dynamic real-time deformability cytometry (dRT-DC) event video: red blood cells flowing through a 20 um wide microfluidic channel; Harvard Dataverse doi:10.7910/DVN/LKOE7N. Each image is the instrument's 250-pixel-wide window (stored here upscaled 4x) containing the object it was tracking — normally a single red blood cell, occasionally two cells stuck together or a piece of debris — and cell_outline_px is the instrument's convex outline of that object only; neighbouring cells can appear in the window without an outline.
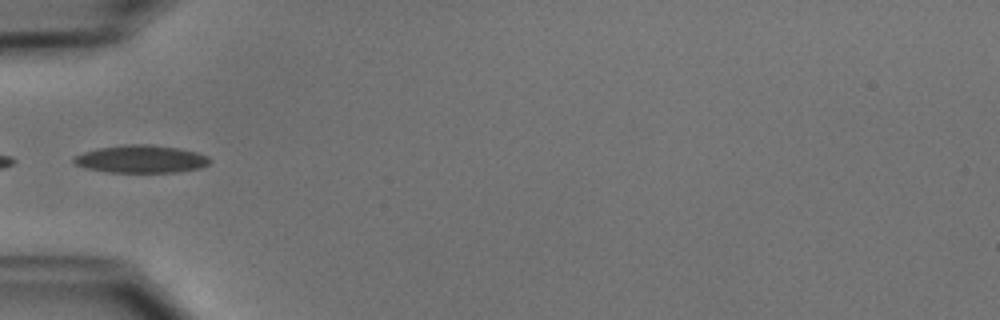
{"species": "common noctule bat (a hibernating species)", "species_latin": "Nyctalus noctula", "temperature_condition": "cold", "stored_images_in_passage": 35, "camera_frame_rate_fps": 3000, "um_per_image_px": 0.085, "animal": {"sex": "male", "body_mass_g": 15.6}, "frame": {"image": 1, "passage_image": 1, "time_ms": 0.0, "image_size_px": [1000, 320], "cell_outline_px": [[212, 160], [208, 164], [200, 168], [176, 172], [108, 172], [84, 168], [76, 164], [72, 160], [72, 156], [84, 152], [100, 148], [124, 144], [152, 144], [176, 148], [196, 152], [208, 156]], "centroid_in_image_um": [11.97, 13.52], "position_along_channel_um": 73.0, "area_um2": 21.96}}
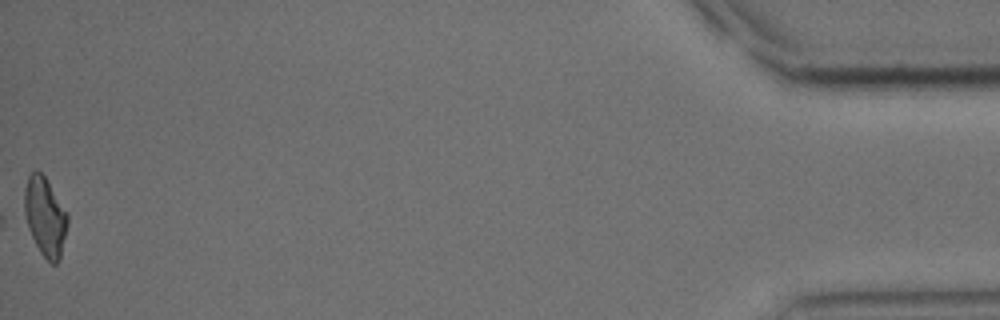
{"frame": {"image": 2, "passage_image": 35, "time_ms": 11.333, "image_size_px": [1000, 320], "cell_outline_px": [[68, 224], [60, 260], [56, 264], [52, 264], [40, 252], [28, 228], [24, 212], [24, 188], [28, 176], [32, 172], [40, 172], [44, 176], [68, 212]], "centroid_in_image_um": [3.85, 18.43], "position_along_channel_um": 431.4, "area_um2": 19.83}, "authors_computed_cell_mechanics": {"area_um2": 20.1144, "velocity_mm_per_s": 3.9408, "shape_relaxation_time_tau1_ms": 6.0881, "shape_relaxation_time_tau2_ms": 2.9569, "deformation_change_tau1": 0.1535, "deformation_change_tau2": 0.109}}